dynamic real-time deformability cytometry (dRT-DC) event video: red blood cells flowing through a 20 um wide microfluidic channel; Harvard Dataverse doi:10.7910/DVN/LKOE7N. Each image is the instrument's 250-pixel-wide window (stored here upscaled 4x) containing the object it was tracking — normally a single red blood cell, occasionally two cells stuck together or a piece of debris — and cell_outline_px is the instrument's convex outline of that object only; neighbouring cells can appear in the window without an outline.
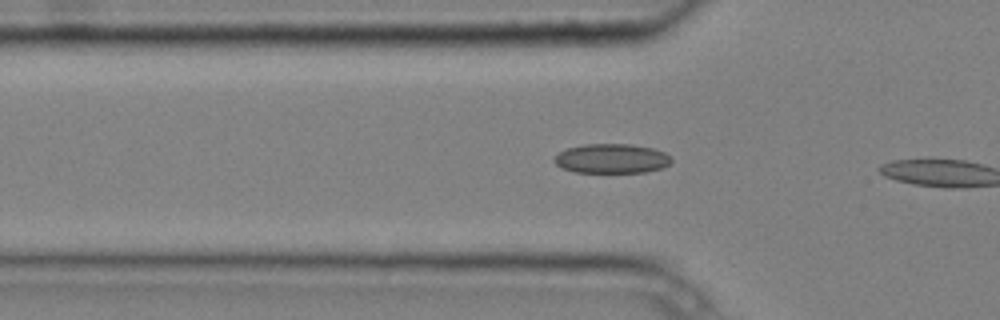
{"species": "common noctule bat (a hibernating species)", "species_latin": "Nyctalus noctula", "temperature_condition": "cold", "stored_images_in_passage": 3, "camera_frame_rate_fps": 3000, "um_per_image_px": 0.085, "animal": {"sex": "male", "body_mass_g": 20.4}, "frame": {"image": 1, "passage_image": 3, "time_ms": 0.667, "image_size_px": [1000, 320], "cell_outline_px": [[672, 160], [664, 168], [644, 172], [576, 172], [560, 168], [552, 160], [564, 148], [584, 144], [632, 144], [652, 148], [664, 152]], "centroid_in_image_um": [51.95, 13.47], "position_along_channel_um": 73.8, "area_um2": 20.17}}